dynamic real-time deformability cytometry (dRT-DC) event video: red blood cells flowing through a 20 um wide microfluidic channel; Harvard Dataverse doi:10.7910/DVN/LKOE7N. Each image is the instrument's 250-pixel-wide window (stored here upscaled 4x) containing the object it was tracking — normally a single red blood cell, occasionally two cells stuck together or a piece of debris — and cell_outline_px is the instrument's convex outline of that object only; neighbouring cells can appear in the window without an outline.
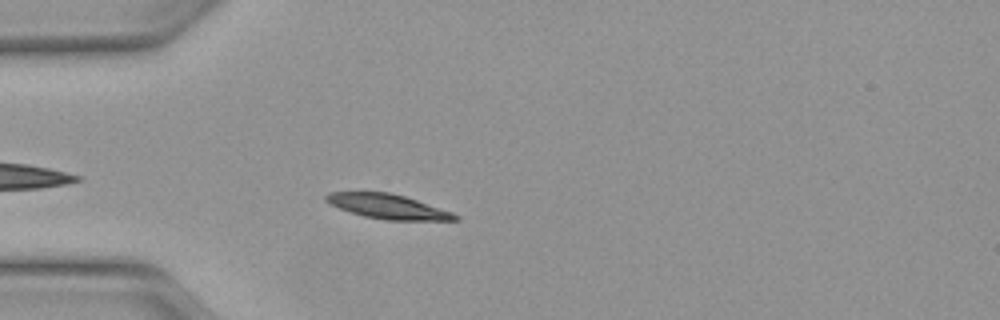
{"species": "Egyptian fruit bat (a non-hibernating species)", "species_latin": "Rousettus aegyptiacus", "temperature_condition": "warm", "stored_images_in_passage": 40, "camera_frame_rate_fps": 3000, "um_per_image_px": 0.085, "animal": {"sex": "female"}, "frame": {"image": 1, "passage_image": 4, "time_ms": 1.0, "image_size_px": [1000, 320], "cell_outline_px": [[460, 220], [384, 220], [364, 216], [328, 204], [324, 200], [324, 196], [328, 192], [388, 192], [404, 196], [452, 212], [460, 216]], "centroid_in_image_um": [32.94, 17.55], "position_along_channel_um": 52.1, "area_um2": 18.38}}
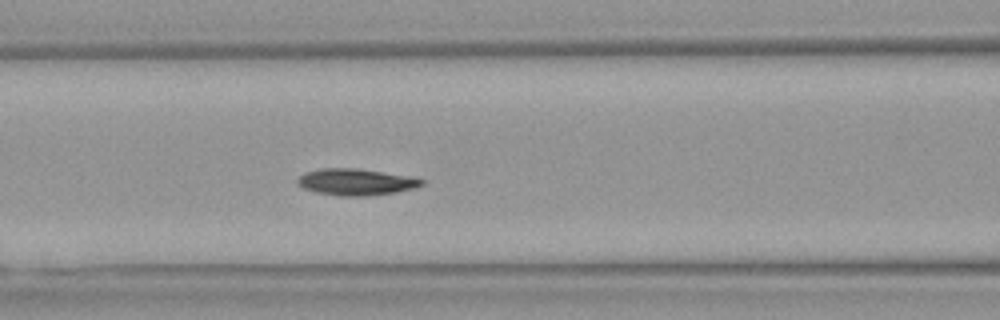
{"frame": {"image": 2, "passage_image": 11, "time_ms": 3.333, "image_size_px": [1000, 320], "cell_outline_px": [[424, 184], [416, 188], [396, 192], [368, 196], [340, 196], [316, 192], [304, 188], [296, 180], [304, 172], [320, 168], [356, 168], [416, 176], [424, 180]], "centroid_in_image_um": [30.32, 15.46], "position_along_channel_um": 136.3, "area_um2": 19.48}}
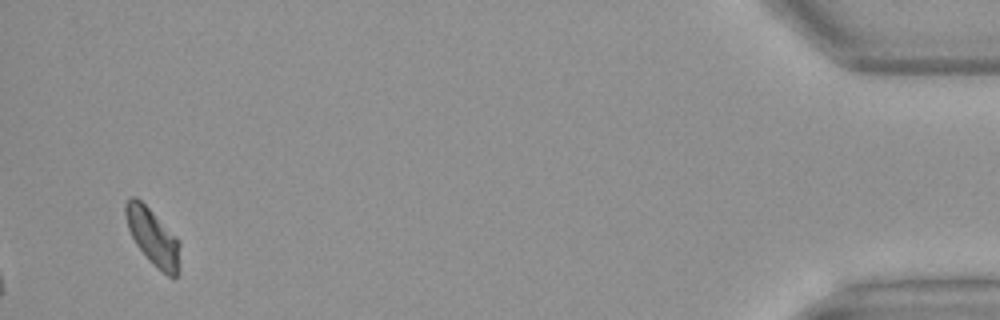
{"frame": {"image": 3, "passage_image": 38, "time_ms": 12.333, "image_size_px": [1000, 320], "cell_outline_px": [[180, 272], [176, 276], [168, 276], [152, 264], [148, 260], [136, 244], [128, 228], [124, 216], [124, 204], [132, 196], [136, 196], [176, 236], [180, 244]], "centroid_in_image_um": [13.0, 20.16], "position_along_channel_um": 422.2, "area_um2": 17.98}, "authors_computed_cell_mechanics": {"area_um2": 18.4093, "velocity_mm_per_s": 4.0875, "shape_relaxation_time_tau1_ms": 4.2809, "shape_relaxation_time_tau2_ms": null, "deformation_change_tau1": 0.1362, "deformation_change_tau2": null}}